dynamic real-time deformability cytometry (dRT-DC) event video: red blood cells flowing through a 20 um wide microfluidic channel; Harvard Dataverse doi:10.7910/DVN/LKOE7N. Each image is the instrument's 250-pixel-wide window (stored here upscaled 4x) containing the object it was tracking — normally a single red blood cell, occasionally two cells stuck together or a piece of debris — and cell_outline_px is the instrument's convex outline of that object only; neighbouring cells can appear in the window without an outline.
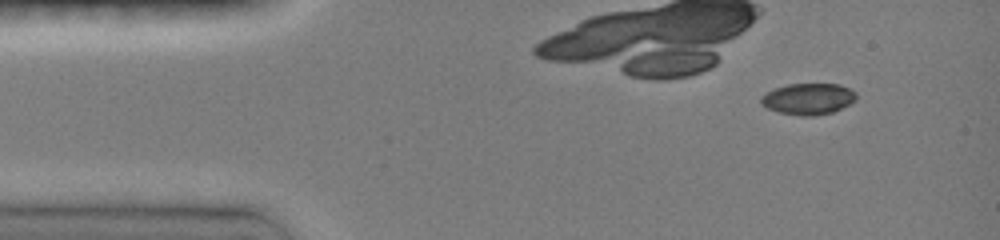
{"species": "common noctule bat (a hibernating species)", "species_latin": "Nyctalus noctula", "temperature_condition": "room temperature", "stored_images_in_passage": 29, "camera_frame_rate_fps": 3000, "um_per_image_px": 0.085, "animal": {"sex": "female", "body_mass_g": 19.0, "forearm_length_mm": 51.5}, "frame": {"image": 1, "passage_image": 3, "time_ms": 1.0, "image_size_px": [1000, 240], "cell_outline_px": [[856, 100], [832, 112], [816, 116], [800, 116], [780, 112], [768, 108], [760, 104], [760, 96], [776, 88], [788, 84], [840, 84], [856, 92]], "centroid_in_image_um": [68.69, 8.41], "position_along_channel_um": 16.3, "area_um2": 17.28}}
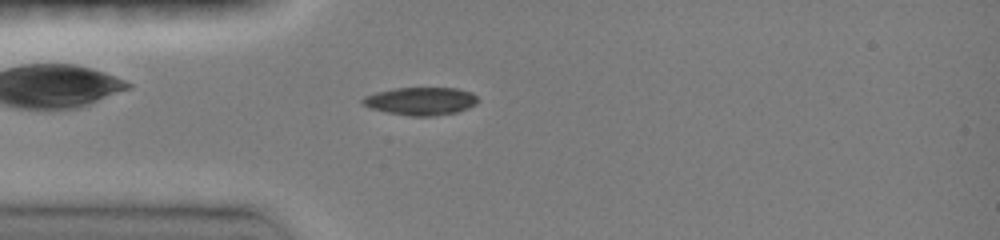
{"frame": {"image": 2, "passage_image": 11, "time_ms": 3.667, "image_size_px": [1000, 240], "cell_outline_px": [[476, 104], [468, 108], [456, 112], [432, 116], [412, 116], [388, 112], [372, 108], [360, 104], [360, 100], [364, 96], [376, 92], [396, 88], [456, 88], [472, 92], [476, 96]], "centroid_in_image_um": [35.74, 8.59], "position_along_channel_um": 49.3, "area_um2": 18.61}}
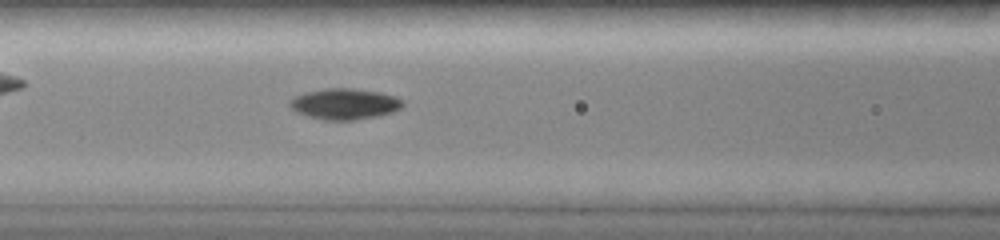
{"frame": {"image": 3, "passage_image": 18, "time_ms": 6.0, "image_size_px": [1000, 240], "cell_outline_px": [[404, 104], [400, 108], [392, 112], [380, 116], [356, 120], [324, 120], [308, 116], [296, 112], [288, 104], [288, 100], [292, 96], [304, 92], [324, 88], [352, 88], [380, 92], [396, 96], [404, 100]], "centroid_in_image_um": [29.28, 8.83], "position_along_channel_um": 137.3, "area_um2": 20.75}}